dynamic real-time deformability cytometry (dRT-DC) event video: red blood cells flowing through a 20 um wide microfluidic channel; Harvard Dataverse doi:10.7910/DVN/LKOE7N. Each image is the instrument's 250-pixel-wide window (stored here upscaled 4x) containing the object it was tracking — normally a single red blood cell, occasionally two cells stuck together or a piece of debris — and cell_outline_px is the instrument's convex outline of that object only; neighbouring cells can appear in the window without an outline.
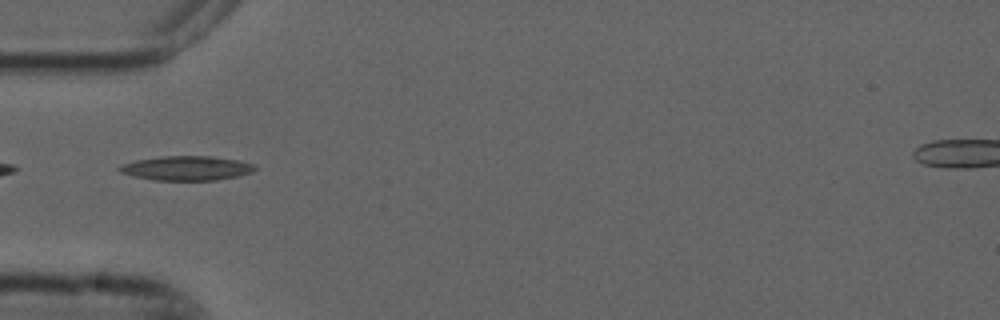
{"species": "common noctule bat (a hibernating species)", "species_latin": "Nyctalus noctula", "temperature_condition": "cold", "stored_images_in_passage": 6, "camera_frame_rate_fps": 3000, "um_per_image_px": 0.085, "animal": {"sex": "male", "forearm_length_mm": 52.5}, "frame": {"image": 1, "passage_image": 4, "time_ms": 1.0, "image_size_px": [1000, 320], "cell_outline_px": [[256, 168], [252, 172], [240, 176], [216, 180], [156, 180], [136, 176], [120, 172], [116, 168], [120, 164], [136, 160], [160, 156], [212, 156], [236, 160], [252, 164]], "centroid_in_image_um": [15.84, 14.29], "position_along_channel_um": 69.2, "area_um2": 19.19}}
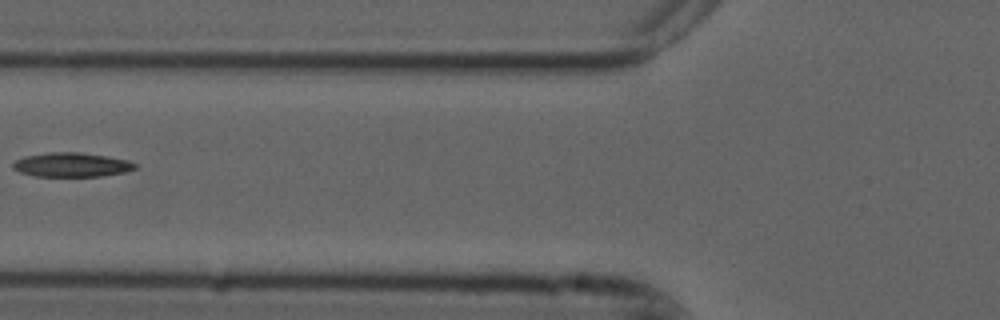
{"frame": {"image": 2, "passage_image": 5, "time_ms": 1.333, "image_size_px": [1000, 320], "cell_outline_px": [[136, 168], [124, 172], [100, 176], [36, 176], [20, 172], [12, 168], [12, 164], [16, 160], [24, 156], [48, 152], [80, 152], [128, 160], [136, 164]], "centroid_in_image_um": [6.05, 14.0], "position_along_channel_um": 119.7, "area_um2": 17.11}}
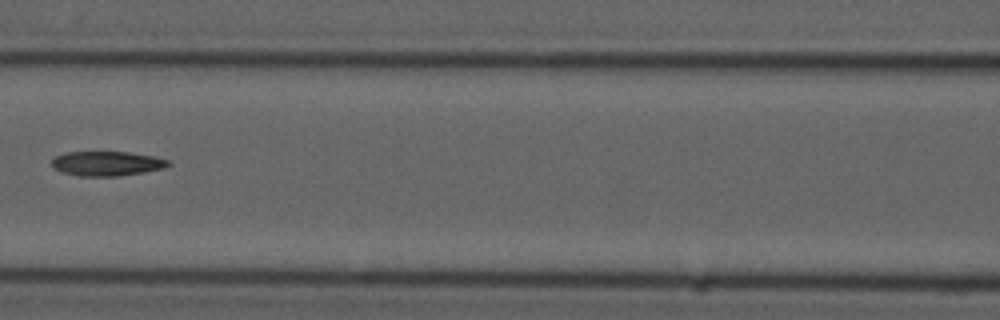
{"frame": {"image": 3, "passage_image": 6, "time_ms": 1.667, "image_size_px": [1000, 320], "cell_outline_px": [[172, 164], [164, 168], [144, 172], [116, 176], [80, 176], [60, 172], [52, 164], [52, 160], [56, 156], [68, 152], [128, 152], [156, 156], [168, 160]], "centroid_in_image_um": [9.12, 13.9], "position_along_channel_um": 157.5, "area_um2": 16.65}}